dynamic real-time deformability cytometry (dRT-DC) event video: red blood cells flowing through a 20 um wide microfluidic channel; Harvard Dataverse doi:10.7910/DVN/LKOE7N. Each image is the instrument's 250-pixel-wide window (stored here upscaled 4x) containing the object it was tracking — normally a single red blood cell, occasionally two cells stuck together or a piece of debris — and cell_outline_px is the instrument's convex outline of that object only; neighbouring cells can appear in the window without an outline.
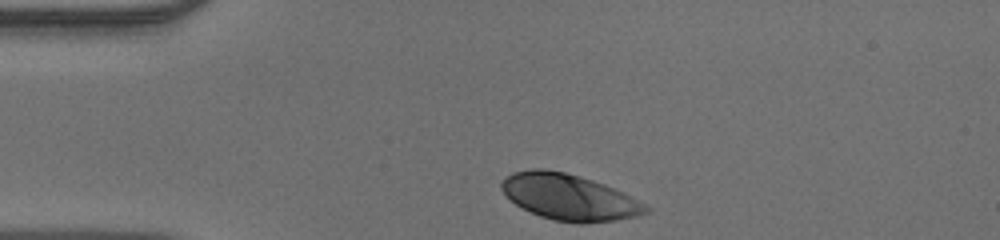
{"species": "human", "species_latin": "Homo sapiens", "temperature_condition": "warm", "stored_images_in_passage": 31, "camera_frame_rate_fps": 3000, "um_per_image_px": 0.085, "donor": {"sex": "male"}, "frame": {"image": 1, "passage_image": 1, "time_ms": 0.0, "image_size_px": [1000, 240], "cell_outline_px": [[652, 208], [648, 212], [636, 216], [616, 220], [584, 224], [576, 224], [552, 220], [540, 216], [516, 204], [500, 188], [500, 180], [504, 176], [512, 172], [532, 168], [544, 168], [564, 172], [580, 176], [604, 184], [624, 192]], "centroid_in_image_um": [48.38, 16.75], "position_along_channel_um": 36.6, "area_um2": 39.02}}
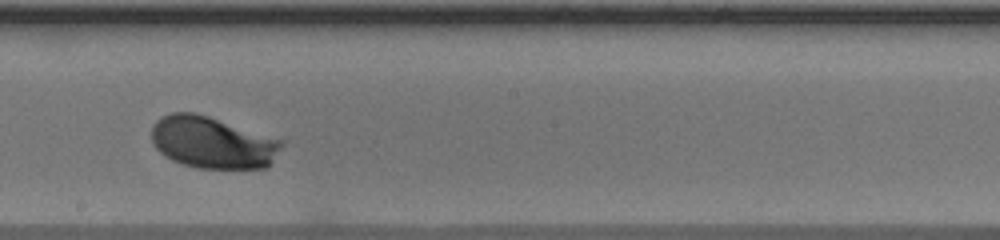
{"frame": {"image": 2, "passage_image": 18, "time_ms": 5.667, "image_size_px": [1000, 240], "cell_outline_px": [[284, 144], [268, 168], [196, 168], [172, 160], [160, 152], [152, 144], [152, 124], [160, 116], [172, 112], [196, 112], [284, 140]], "centroid_in_image_um": [18.06, 12.1], "position_along_channel_um": 230.1, "area_um2": 39.59}}
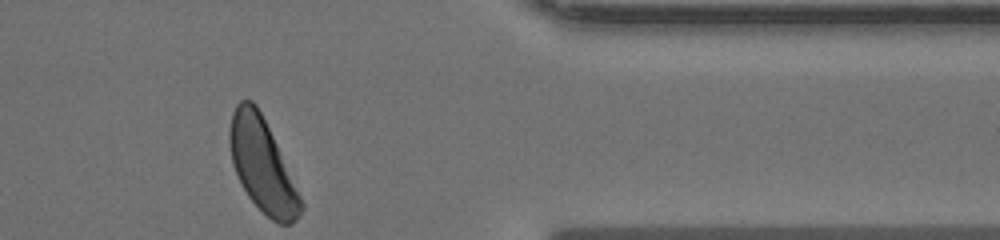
{"frame": {"image": 3, "passage_image": 31, "time_ms": 10.0, "image_size_px": [1000, 240], "cell_outline_px": [[304, 208], [296, 220], [292, 224], [280, 224], [272, 220], [248, 196], [232, 164], [228, 140], [228, 132], [232, 112], [236, 104], [240, 100], [252, 100], [256, 104], [276, 144], [304, 204]], "centroid_in_image_um": [22.27, 14.04], "position_along_channel_um": 389.1, "area_um2": 37.97}}